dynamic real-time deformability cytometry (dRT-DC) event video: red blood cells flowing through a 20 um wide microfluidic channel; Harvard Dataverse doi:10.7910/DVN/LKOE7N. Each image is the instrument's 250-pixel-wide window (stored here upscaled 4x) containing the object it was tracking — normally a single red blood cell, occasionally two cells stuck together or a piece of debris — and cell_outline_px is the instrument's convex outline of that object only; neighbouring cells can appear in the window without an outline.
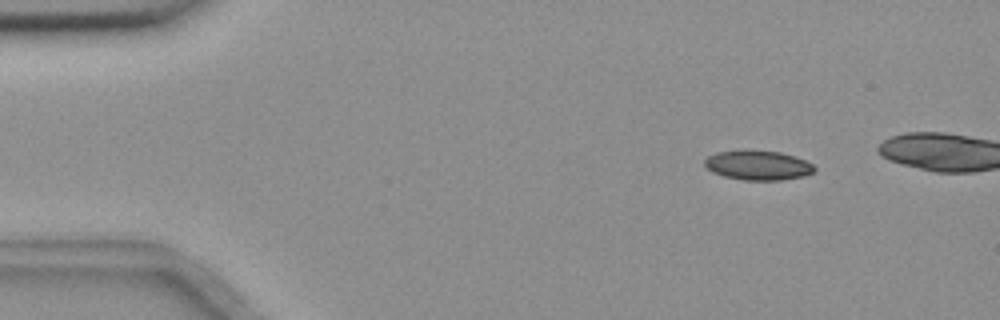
{"species": "common noctule bat (a hibernating species)", "species_latin": "Nyctalus noctula", "temperature_condition": "room temperature", "stored_images_in_passage": 5, "camera_frame_rate_fps": 3000, "um_per_image_px": 0.085, "animal": {"sex": "female", "body_mass_g": 18.4}, "frame": {"image": 1, "passage_image": 2, "time_ms": 0.333, "image_size_px": [1000, 320], "cell_outline_px": [[816, 172], [804, 176], [780, 180], [744, 180], [724, 176], [712, 172], [704, 164], [704, 160], [708, 156], [716, 152], [744, 148], [780, 152], [796, 156], [812, 164], [816, 168]], "centroid_in_image_um": [64.42, 14.02], "position_along_channel_um": 20.6, "area_um2": 19.36}}